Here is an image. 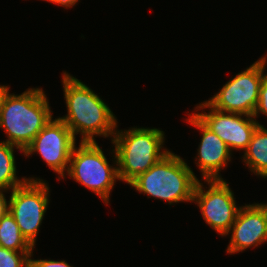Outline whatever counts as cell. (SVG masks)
I'll use <instances>...</instances> for the list:
<instances>
[{"label":"cell","instance_id":"6da1fadb","mask_svg":"<svg viewBox=\"0 0 267 267\" xmlns=\"http://www.w3.org/2000/svg\"><path fill=\"white\" fill-rule=\"evenodd\" d=\"M62 85L67 115L59 119L70 129L74 138L79 133L81 142H96V136L113 138L118 122L104 100L66 71L62 74Z\"/></svg>","mask_w":267,"mask_h":267},{"label":"cell","instance_id":"7a4b0ae2","mask_svg":"<svg viewBox=\"0 0 267 267\" xmlns=\"http://www.w3.org/2000/svg\"><path fill=\"white\" fill-rule=\"evenodd\" d=\"M47 96L41 88H28L20 95L5 94L0 107V128L5 142L24 149L53 118Z\"/></svg>","mask_w":267,"mask_h":267},{"label":"cell","instance_id":"3957f363","mask_svg":"<svg viewBox=\"0 0 267 267\" xmlns=\"http://www.w3.org/2000/svg\"><path fill=\"white\" fill-rule=\"evenodd\" d=\"M197 181L198 178L187 163L170 151L129 185L142 194L167 201L171 205L188 201L192 203Z\"/></svg>","mask_w":267,"mask_h":267},{"label":"cell","instance_id":"277c9868","mask_svg":"<svg viewBox=\"0 0 267 267\" xmlns=\"http://www.w3.org/2000/svg\"><path fill=\"white\" fill-rule=\"evenodd\" d=\"M164 135L157 128L116 129L111 143L114 144L120 181L129 184L170 152L162 149Z\"/></svg>","mask_w":267,"mask_h":267},{"label":"cell","instance_id":"5b68a950","mask_svg":"<svg viewBox=\"0 0 267 267\" xmlns=\"http://www.w3.org/2000/svg\"><path fill=\"white\" fill-rule=\"evenodd\" d=\"M114 164L110 165L104 152L97 142H81L79 147L74 146L67 175L76 182L82 184L108 205L110 192L114 188L116 180H119L117 157L115 150Z\"/></svg>","mask_w":267,"mask_h":267},{"label":"cell","instance_id":"8992f818","mask_svg":"<svg viewBox=\"0 0 267 267\" xmlns=\"http://www.w3.org/2000/svg\"><path fill=\"white\" fill-rule=\"evenodd\" d=\"M266 56L236 74L206 102L221 112L253 116L258 103L260 84L267 75L264 74Z\"/></svg>","mask_w":267,"mask_h":267},{"label":"cell","instance_id":"52a82bcc","mask_svg":"<svg viewBox=\"0 0 267 267\" xmlns=\"http://www.w3.org/2000/svg\"><path fill=\"white\" fill-rule=\"evenodd\" d=\"M49 189L46 181L31 177L10 191L8 211L13 215L23 237L33 248L49 205Z\"/></svg>","mask_w":267,"mask_h":267},{"label":"cell","instance_id":"ba28073f","mask_svg":"<svg viewBox=\"0 0 267 267\" xmlns=\"http://www.w3.org/2000/svg\"><path fill=\"white\" fill-rule=\"evenodd\" d=\"M205 182L209 186L208 190L204 189L200 180L197 181L193 202L199 206L205 223L222 237L226 236L241 206H236L234 193L224 179L204 180Z\"/></svg>","mask_w":267,"mask_h":267},{"label":"cell","instance_id":"9c48e42d","mask_svg":"<svg viewBox=\"0 0 267 267\" xmlns=\"http://www.w3.org/2000/svg\"><path fill=\"white\" fill-rule=\"evenodd\" d=\"M75 144L76 139L66 124L59 118H52L24 149L23 154L29 157L39 153L50 169L60 175V180L66 177Z\"/></svg>","mask_w":267,"mask_h":267},{"label":"cell","instance_id":"30bf717a","mask_svg":"<svg viewBox=\"0 0 267 267\" xmlns=\"http://www.w3.org/2000/svg\"><path fill=\"white\" fill-rule=\"evenodd\" d=\"M209 109L208 113H193L207 128L218 135L232 152L245 150L252 135L261 124L250 115L221 112L211 107L206 101L200 103L196 111Z\"/></svg>","mask_w":267,"mask_h":267},{"label":"cell","instance_id":"8fae6325","mask_svg":"<svg viewBox=\"0 0 267 267\" xmlns=\"http://www.w3.org/2000/svg\"><path fill=\"white\" fill-rule=\"evenodd\" d=\"M229 245L226 253L243 252L267 242V217L265 212L255 204L241 206L236 220L231 226Z\"/></svg>","mask_w":267,"mask_h":267},{"label":"cell","instance_id":"7c38bea8","mask_svg":"<svg viewBox=\"0 0 267 267\" xmlns=\"http://www.w3.org/2000/svg\"><path fill=\"white\" fill-rule=\"evenodd\" d=\"M186 122L190 123L202 132L201 142L197 149L195 162L202 172L203 180L223 179L220 172L221 168L227 167L231 161L232 152L222 139L207 128L193 113L188 114Z\"/></svg>","mask_w":267,"mask_h":267},{"label":"cell","instance_id":"4fadbf2b","mask_svg":"<svg viewBox=\"0 0 267 267\" xmlns=\"http://www.w3.org/2000/svg\"><path fill=\"white\" fill-rule=\"evenodd\" d=\"M242 158L251 172L267 178V129L263 125L254 131Z\"/></svg>","mask_w":267,"mask_h":267},{"label":"cell","instance_id":"5bb4252c","mask_svg":"<svg viewBox=\"0 0 267 267\" xmlns=\"http://www.w3.org/2000/svg\"><path fill=\"white\" fill-rule=\"evenodd\" d=\"M15 148L23 153V150L17 146L11 145L5 141L0 142V189L7 191L21 186L28 180L26 177L20 179L16 175Z\"/></svg>","mask_w":267,"mask_h":267},{"label":"cell","instance_id":"9a60e30c","mask_svg":"<svg viewBox=\"0 0 267 267\" xmlns=\"http://www.w3.org/2000/svg\"><path fill=\"white\" fill-rule=\"evenodd\" d=\"M0 247L19 252L34 250L21 234L20 228L9 211L0 218Z\"/></svg>","mask_w":267,"mask_h":267},{"label":"cell","instance_id":"2e32d148","mask_svg":"<svg viewBox=\"0 0 267 267\" xmlns=\"http://www.w3.org/2000/svg\"><path fill=\"white\" fill-rule=\"evenodd\" d=\"M32 252L12 251L0 247V267H29V256Z\"/></svg>","mask_w":267,"mask_h":267},{"label":"cell","instance_id":"e0dca14e","mask_svg":"<svg viewBox=\"0 0 267 267\" xmlns=\"http://www.w3.org/2000/svg\"><path fill=\"white\" fill-rule=\"evenodd\" d=\"M261 113L267 116V75L260 84L258 103L253 117L258 118Z\"/></svg>","mask_w":267,"mask_h":267},{"label":"cell","instance_id":"ac0fdd59","mask_svg":"<svg viewBox=\"0 0 267 267\" xmlns=\"http://www.w3.org/2000/svg\"><path fill=\"white\" fill-rule=\"evenodd\" d=\"M33 254L31 253L29 256V267H73L70 266L65 260L57 261V260H46V259H31Z\"/></svg>","mask_w":267,"mask_h":267},{"label":"cell","instance_id":"d6986e66","mask_svg":"<svg viewBox=\"0 0 267 267\" xmlns=\"http://www.w3.org/2000/svg\"><path fill=\"white\" fill-rule=\"evenodd\" d=\"M7 190L0 189V218L9 210V201H6V196L4 193Z\"/></svg>","mask_w":267,"mask_h":267},{"label":"cell","instance_id":"ffe728a7","mask_svg":"<svg viewBox=\"0 0 267 267\" xmlns=\"http://www.w3.org/2000/svg\"><path fill=\"white\" fill-rule=\"evenodd\" d=\"M43 1H48L50 3H53V4H57L59 6H63L65 7V9L67 8H70V7H73L75 6V4L78 3L79 0H43Z\"/></svg>","mask_w":267,"mask_h":267},{"label":"cell","instance_id":"44dd1931","mask_svg":"<svg viewBox=\"0 0 267 267\" xmlns=\"http://www.w3.org/2000/svg\"><path fill=\"white\" fill-rule=\"evenodd\" d=\"M10 87L6 86V85H0V107L3 101V98L5 96V94L8 92Z\"/></svg>","mask_w":267,"mask_h":267},{"label":"cell","instance_id":"7402d4cb","mask_svg":"<svg viewBox=\"0 0 267 267\" xmlns=\"http://www.w3.org/2000/svg\"><path fill=\"white\" fill-rule=\"evenodd\" d=\"M259 205V207L265 212V215L267 217V203L262 204V203H257Z\"/></svg>","mask_w":267,"mask_h":267}]
</instances>
